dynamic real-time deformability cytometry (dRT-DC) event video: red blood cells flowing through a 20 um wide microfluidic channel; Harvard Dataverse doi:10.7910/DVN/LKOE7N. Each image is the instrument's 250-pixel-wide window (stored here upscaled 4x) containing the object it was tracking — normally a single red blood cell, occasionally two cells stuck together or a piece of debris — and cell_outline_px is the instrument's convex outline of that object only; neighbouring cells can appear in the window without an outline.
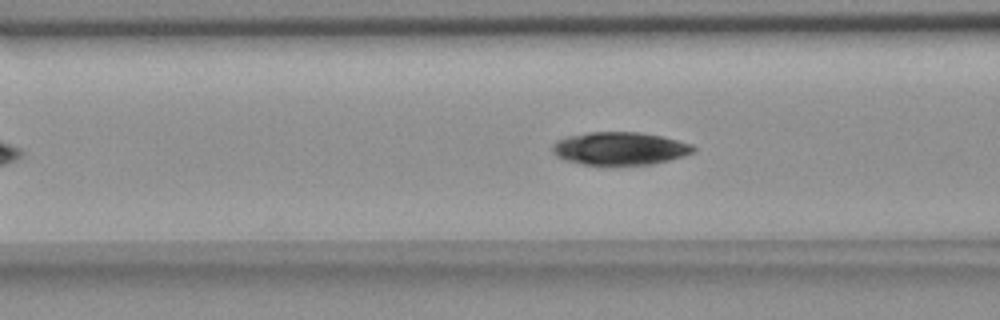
{"species": "common noctule bat (a hibernating species)", "species_latin": "Nyctalus noctula", "temperature_condition": "room temperature", "stored_images_in_passage": 43, "camera_frame_rate_fps": 3000, "um_per_image_px": 0.085, "animal": {"sex": "female", "body_mass_g": 18.4}, "frame": {"image": 1, "passage_image": 9, "time_ms": 2.667, "image_size_px": [1000, 320], "cell_outline_px": [[696, 152], [668, 160], [652, 164], [584, 164], [564, 160], [556, 156], [552, 152], [552, 144], [556, 140], [564, 136], [588, 132], [640, 132], [664, 136], [692, 144], [696, 148]], "centroid_in_image_um": [52.67, 12.6], "position_along_channel_um": 113.9, "area_um2": 27.17}}
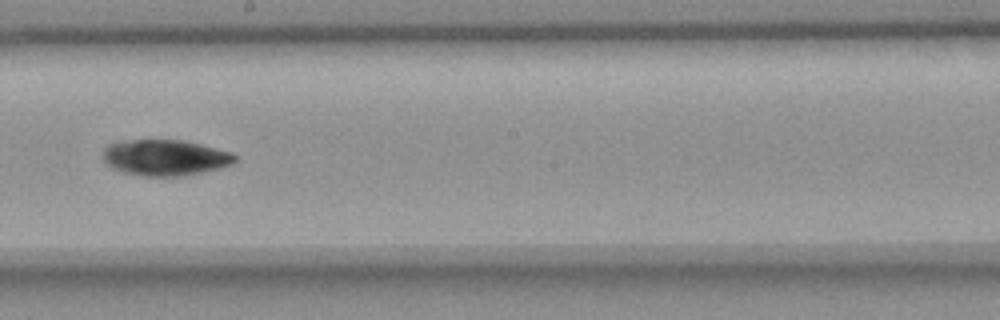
{"frame": {"image": 2, "passage_image": 19, "time_ms": 6.0, "image_size_px": [1000, 320], "cell_outline_px": [[236, 160], [232, 164], [200, 172], [180, 176], [140, 176], [124, 172], [112, 168], [104, 160], [104, 148], [108, 144], [116, 140], [184, 140], [232, 152], [236, 156]], "centroid_in_image_um": [14.0, 13.38], "position_along_channel_um": 234.2, "area_um2": 27.57}}
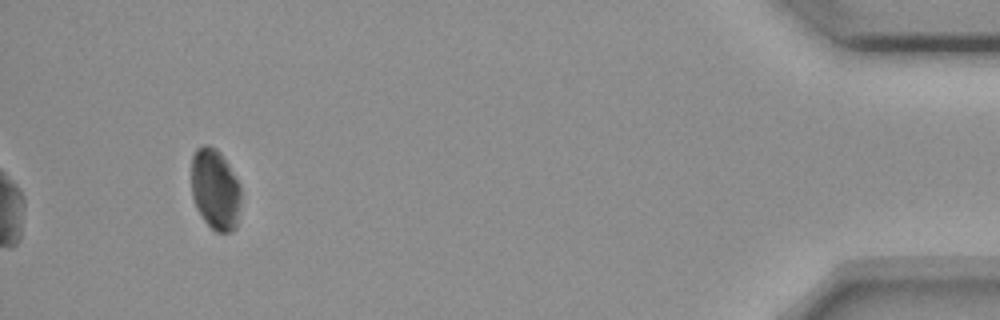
{"frame": {"image": 3, "passage_image": 40, "time_ms": 13.0, "image_size_px": [1000, 320], "cell_outline_px": [[240, 200], [236, 228], [232, 232], [216, 232], [204, 220], [196, 208], [192, 196], [192, 156], [196, 148], [204, 144], [208, 144], [216, 148], [220, 152], [228, 164], [240, 188]], "centroid_in_image_um": [18.27, 16.09], "position_along_channel_um": 416.9, "area_um2": 23.29}, "authors_computed_cell_mechanics": {"area_um2": 26.877, "velocity_mm_per_s": 3.6146, "shape_relaxation_time_tau1_ms": 3.0571, "shape_relaxation_time_tau2_ms": 9.8084, "deformation_change_tau1": 0.068, "deformation_change_tau2": 0.1106}}